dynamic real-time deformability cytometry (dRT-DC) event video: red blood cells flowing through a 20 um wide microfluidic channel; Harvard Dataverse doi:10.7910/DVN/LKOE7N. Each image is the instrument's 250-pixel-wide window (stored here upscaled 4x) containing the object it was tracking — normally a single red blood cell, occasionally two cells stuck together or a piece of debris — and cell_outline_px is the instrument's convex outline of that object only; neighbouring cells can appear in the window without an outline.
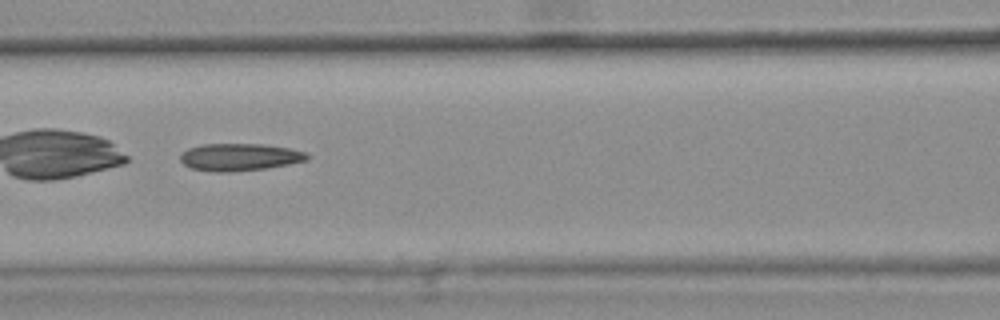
{"species": "common noctule bat (a hibernating species)", "species_latin": "Nyctalus noctula", "temperature_condition": "warm", "stored_images_in_passage": 39, "camera_frame_rate_fps": 3000, "um_per_image_px": 0.085, "animal": {"sex": "female", "body_mass_g": 25.1}, "frame": {"image": 1, "passage_image": 17, "time_ms": 5.333, "image_size_px": [1000, 320], "cell_outline_px": [[308, 160], [268, 168], [232, 172], [216, 172], [192, 168], [184, 164], [180, 160], [180, 156], [188, 148], [200, 144], [264, 144], [288, 148], [308, 152]], "centroid_in_image_um": [20.38, 13.35], "position_along_channel_um": 146.2, "area_um2": 20.23}, "authors_computed_cell_mechanics": {"area_um2": 20.1144, "velocity_mm_per_s": 3.8348, "shape_relaxation_time_tau1_ms": null, "shape_relaxation_time_tau2_ms": 10.9446, "deformation_change_tau1": null, "deformation_change_tau2": 0.2932}}